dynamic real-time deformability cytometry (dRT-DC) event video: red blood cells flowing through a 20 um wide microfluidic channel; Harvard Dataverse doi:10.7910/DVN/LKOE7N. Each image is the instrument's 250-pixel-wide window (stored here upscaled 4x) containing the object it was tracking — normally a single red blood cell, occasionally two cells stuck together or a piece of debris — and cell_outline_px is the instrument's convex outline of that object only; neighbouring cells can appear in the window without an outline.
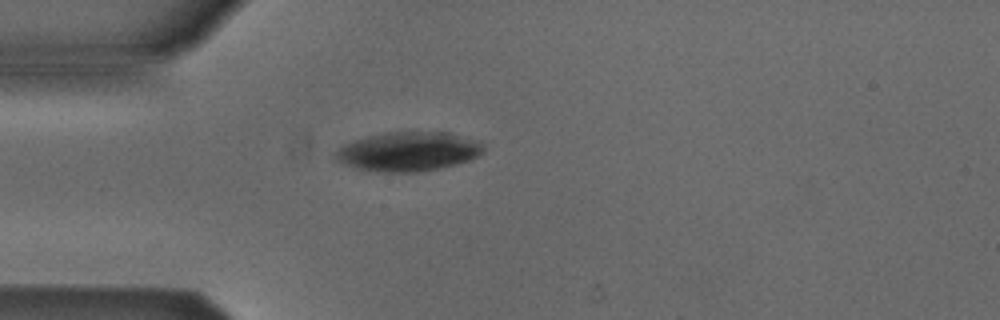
{"species": "Egyptian fruit bat (a non-hibernating species)", "species_latin": "Rousettus aegyptiacus", "temperature_condition": "cold", "stored_images_in_passage": 1, "camera_frame_rate_fps": 3000, "um_per_image_px": 0.085, "animal": {"sex": "male"}, "frame": {"image": 1, "passage_image": 1, "time_ms": 0.0, "image_size_px": [1000, 320], "cell_outline_px": [[484, 152], [468, 160], [456, 164], [416, 172], [376, 172], [356, 168], [344, 164], [336, 160], [332, 152], [344, 144], [368, 136], [388, 132], [448, 132], [472, 140], [480, 144], [484, 148]], "centroid_in_image_um": [34.62, 12.89], "position_along_channel_um": 50.4, "area_um2": 33.47}}